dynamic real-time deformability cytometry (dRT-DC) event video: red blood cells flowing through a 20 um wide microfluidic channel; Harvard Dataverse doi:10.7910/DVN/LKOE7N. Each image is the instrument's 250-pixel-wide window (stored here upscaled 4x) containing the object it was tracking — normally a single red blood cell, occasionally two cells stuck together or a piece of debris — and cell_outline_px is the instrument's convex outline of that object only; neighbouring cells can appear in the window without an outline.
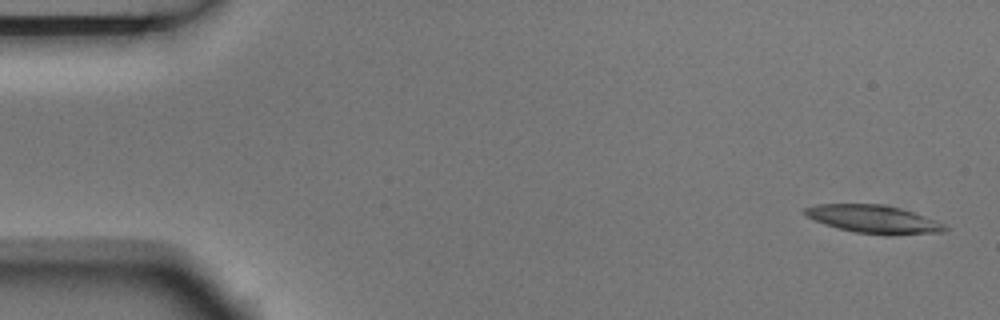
{"species": "Egyptian fruit bat (a non-hibernating species)", "species_latin": "Rousettus aegyptiacus", "temperature_condition": "room temperature", "stored_images_in_passage": 8, "camera_frame_rate_fps": 3000, "um_per_image_px": 0.085, "animal": {"sex": "male"}, "frame": {"image": 1, "passage_image": 1, "time_ms": 0.0, "image_size_px": [1000, 320], "cell_outline_px": [[948, 228], [944, 232], [856, 232], [836, 228], [824, 224], [808, 216], [804, 212], [804, 208], [816, 204], [880, 204], [900, 208], [924, 216], [944, 224]], "centroid_in_image_um": [74.16, 18.57], "position_along_channel_um": 10.8, "area_um2": 21.56}}
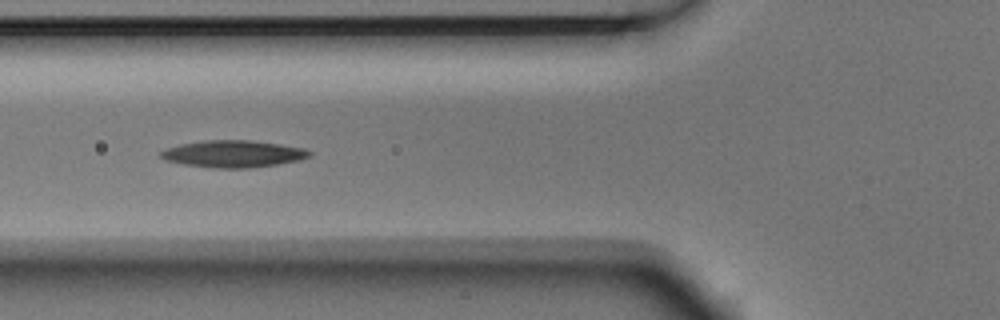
{"frame": {"image": 2, "passage_image": 5, "time_ms": 1.333, "image_size_px": [1000, 320], "cell_outline_px": [[312, 156], [300, 160], [276, 164], [248, 168], [212, 168], [184, 164], [164, 160], [160, 156], [160, 152], [168, 148], [180, 144], [204, 140], [252, 140], [280, 144], [304, 148], [312, 152]], "centroid_in_image_um": [19.84, 13.07], "position_along_channel_um": 106.0, "area_um2": 23.41}}
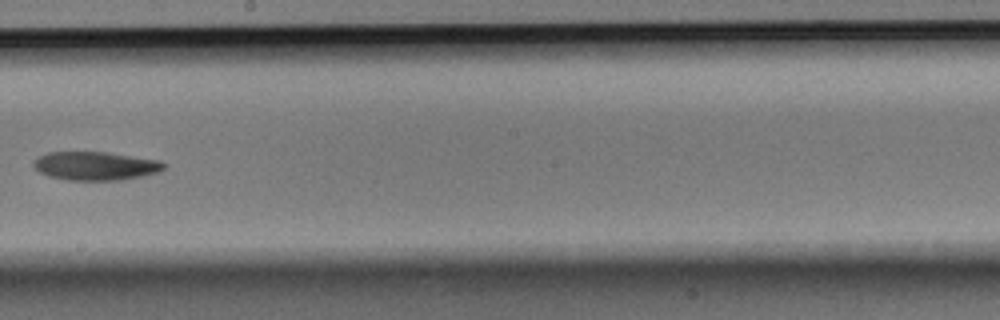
{"frame": {"image": 3, "passage_image": 8, "time_ms": 2.333, "image_size_px": [1000, 320], "cell_outline_px": [[164, 168], [156, 172], [140, 176], [120, 180], [64, 180], [48, 176], [40, 172], [32, 164], [40, 156], [48, 152], [108, 152], [160, 160], [164, 164]], "centroid_in_image_um": [8.1, 14.1], "position_along_channel_um": 240.1, "area_um2": 21.5}}